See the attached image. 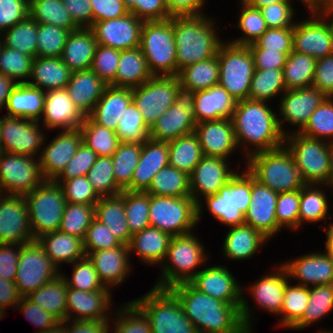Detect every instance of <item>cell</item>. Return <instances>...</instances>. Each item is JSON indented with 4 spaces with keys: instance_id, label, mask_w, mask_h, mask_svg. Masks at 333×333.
<instances>
[{
    "instance_id": "59",
    "label": "cell",
    "mask_w": 333,
    "mask_h": 333,
    "mask_svg": "<svg viewBox=\"0 0 333 333\" xmlns=\"http://www.w3.org/2000/svg\"><path fill=\"white\" fill-rule=\"evenodd\" d=\"M115 132L122 143H143L149 138L150 128L133 101L120 117Z\"/></svg>"
},
{
    "instance_id": "64",
    "label": "cell",
    "mask_w": 333,
    "mask_h": 333,
    "mask_svg": "<svg viewBox=\"0 0 333 333\" xmlns=\"http://www.w3.org/2000/svg\"><path fill=\"white\" fill-rule=\"evenodd\" d=\"M34 58L15 49L0 47V73L14 79L17 83L29 81Z\"/></svg>"
},
{
    "instance_id": "72",
    "label": "cell",
    "mask_w": 333,
    "mask_h": 333,
    "mask_svg": "<svg viewBox=\"0 0 333 333\" xmlns=\"http://www.w3.org/2000/svg\"><path fill=\"white\" fill-rule=\"evenodd\" d=\"M67 203L96 205L100 196L86 176H78L61 184Z\"/></svg>"
},
{
    "instance_id": "39",
    "label": "cell",
    "mask_w": 333,
    "mask_h": 333,
    "mask_svg": "<svg viewBox=\"0 0 333 333\" xmlns=\"http://www.w3.org/2000/svg\"><path fill=\"white\" fill-rule=\"evenodd\" d=\"M332 190L333 188L327 184H305L300 189L299 229L306 223L315 225L326 222L327 217L331 215L329 208L332 206L326 192L332 193Z\"/></svg>"
},
{
    "instance_id": "54",
    "label": "cell",
    "mask_w": 333,
    "mask_h": 333,
    "mask_svg": "<svg viewBox=\"0 0 333 333\" xmlns=\"http://www.w3.org/2000/svg\"><path fill=\"white\" fill-rule=\"evenodd\" d=\"M309 303V287L293 284L289 281L286 284L283 303L281 307L277 327L282 329L290 328L302 317L305 307Z\"/></svg>"
},
{
    "instance_id": "45",
    "label": "cell",
    "mask_w": 333,
    "mask_h": 333,
    "mask_svg": "<svg viewBox=\"0 0 333 333\" xmlns=\"http://www.w3.org/2000/svg\"><path fill=\"white\" fill-rule=\"evenodd\" d=\"M67 283L62 274L31 292L27 298L55 316L60 322L67 320Z\"/></svg>"
},
{
    "instance_id": "23",
    "label": "cell",
    "mask_w": 333,
    "mask_h": 333,
    "mask_svg": "<svg viewBox=\"0 0 333 333\" xmlns=\"http://www.w3.org/2000/svg\"><path fill=\"white\" fill-rule=\"evenodd\" d=\"M112 295L108 287L95 291L68 288L66 296L67 320H110L113 309L116 308V305L113 304Z\"/></svg>"
},
{
    "instance_id": "14",
    "label": "cell",
    "mask_w": 333,
    "mask_h": 333,
    "mask_svg": "<svg viewBox=\"0 0 333 333\" xmlns=\"http://www.w3.org/2000/svg\"><path fill=\"white\" fill-rule=\"evenodd\" d=\"M61 271L62 269H59L46 255L37 240L20 245L14 282L22 297H27L48 281L58 277Z\"/></svg>"
},
{
    "instance_id": "60",
    "label": "cell",
    "mask_w": 333,
    "mask_h": 333,
    "mask_svg": "<svg viewBox=\"0 0 333 333\" xmlns=\"http://www.w3.org/2000/svg\"><path fill=\"white\" fill-rule=\"evenodd\" d=\"M94 218V205L66 203L59 230L84 240Z\"/></svg>"
},
{
    "instance_id": "66",
    "label": "cell",
    "mask_w": 333,
    "mask_h": 333,
    "mask_svg": "<svg viewBox=\"0 0 333 333\" xmlns=\"http://www.w3.org/2000/svg\"><path fill=\"white\" fill-rule=\"evenodd\" d=\"M72 265L71 277L67 273L61 274L66 280L68 288L82 290V291H95L104 289L105 286L100 281L99 276L95 270L93 262L88 256L80 260H76Z\"/></svg>"
},
{
    "instance_id": "27",
    "label": "cell",
    "mask_w": 333,
    "mask_h": 333,
    "mask_svg": "<svg viewBox=\"0 0 333 333\" xmlns=\"http://www.w3.org/2000/svg\"><path fill=\"white\" fill-rule=\"evenodd\" d=\"M142 24V20L129 12L119 18L94 22L90 29L98 45L123 51L140 46Z\"/></svg>"
},
{
    "instance_id": "37",
    "label": "cell",
    "mask_w": 333,
    "mask_h": 333,
    "mask_svg": "<svg viewBox=\"0 0 333 333\" xmlns=\"http://www.w3.org/2000/svg\"><path fill=\"white\" fill-rule=\"evenodd\" d=\"M97 40L90 28H80L69 34L61 59L72 71L91 69Z\"/></svg>"
},
{
    "instance_id": "65",
    "label": "cell",
    "mask_w": 333,
    "mask_h": 333,
    "mask_svg": "<svg viewBox=\"0 0 333 333\" xmlns=\"http://www.w3.org/2000/svg\"><path fill=\"white\" fill-rule=\"evenodd\" d=\"M71 31L53 24L38 23L37 56L61 57Z\"/></svg>"
},
{
    "instance_id": "29",
    "label": "cell",
    "mask_w": 333,
    "mask_h": 333,
    "mask_svg": "<svg viewBox=\"0 0 333 333\" xmlns=\"http://www.w3.org/2000/svg\"><path fill=\"white\" fill-rule=\"evenodd\" d=\"M85 118L66 89L45 92L44 111L39 123L47 131L79 129Z\"/></svg>"
},
{
    "instance_id": "32",
    "label": "cell",
    "mask_w": 333,
    "mask_h": 333,
    "mask_svg": "<svg viewBox=\"0 0 333 333\" xmlns=\"http://www.w3.org/2000/svg\"><path fill=\"white\" fill-rule=\"evenodd\" d=\"M270 240L262 233L246 224L229 227L222 246L221 257L229 261L253 259Z\"/></svg>"
},
{
    "instance_id": "41",
    "label": "cell",
    "mask_w": 333,
    "mask_h": 333,
    "mask_svg": "<svg viewBox=\"0 0 333 333\" xmlns=\"http://www.w3.org/2000/svg\"><path fill=\"white\" fill-rule=\"evenodd\" d=\"M72 71L63 63L61 57H35L27 82L43 91L66 89Z\"/></svg>"
},
{
    "instance_id": "51",
    "label": "cell",
    "mask_w": 333,
    "mask_h": 333,
    "mask_svg": "<svg viewBox=\"0 0 333 333\" xmlns=\"http://www.w3.org/2000/svg\"><path fill=\"white\" fill-rule=\"evenodd\" d=\"M317 59L310 55L292 51L283 67L286 89L311 87L314 80Z\"/></svg>"
},
{
    "instance_id": "2",
    "label": "cell",
    "mask_w": 333,
    "mask_h": 333,
    "mask_svg": "<svg viewBox=\"0 0 333 333\" xmlns=\"http://www.w3.org/2000/svg\"><path fill=\"white\" fill-rule=\"evenodd\" d=\"M198 333H232L242 324L241 305H233L199 292L189 282L169 288Z\"/></svg>"
},
{
    "instance_id": "24",
    "label": "cell",
    "mask_w": 333,
    "mask_h": 333,
    "mask_svg": "<svg viewBox=\"0 0 333 333\" xmlns=\"http://www.w3.org/2000/svg\"><path fill=\"white\" fill-rule=\"evenodd\" d=\"M278 193L259 183L251 175V203L244 214L245 224L262 233L270 241L283 231L277 224Z\"/></svg>"
},
{
    "instance_id": "80",
    "label": "cell",
    "mask_w": 333,
    "mask_h": 333,
    "mask_svg": "<svg viewBox=\"0 0 333 333\" xmlns=\"http://www.w3.org/2000/svg\"><path fill=\"white\" fill-rule=\"evenodd\" d=\"M20 256V245L0 244V276L6 280L14 281L18 260Z\"/></svg>"
},
{
    "instance_id": "9",
    "label": "cell",
    "mask_w": 333,
    "mask_h": 333,
    "mask_svg": "<svg viewBox=\"0 0 333 333\" xmlns=\"http://www.w3.org/2000/svg\"><path fill=\"white\" fill-rule=\"evenodd\" d=\"M275 266L270 269L271 271L269 270L268 273L266 272L265 275L260 276V279H256L254 283L251 282V285L246 286L247 289L242 286L240 315L243 323L254 327L253 323L257 321L253 311L254 307L250 305L247 295L252 298L251 301H254L255 308L260 311L265 310L264 312L273 316L280 314L285 287L290 280L285 267L280 262L275 264Z\"/></svg>"
},
{
    "instance_id": "4",
    "label": "cell",
    "mask_w": 333,
    "mask_h": 333,
    "mask_svg": "<svg viewBox=\"0 0 333 333\" xmlns=\"http://www.w3.org/2000/svg\"><path fill=\"white\" fill-rule=\"evenodd\" d=\"M206 249L195 231L173 236L153 287L170 288L178 283L189 282L211 259Z\"/></svg>"
},
{
    "instance_id": "55",
    "label": "cell",
    "mask_w": 333,
    "mask_h": 333,
    "mask_svg": "<svg viewBox=\"0 0 333 333\" xmlns=\"http://www.w3.org/2000/svg\"><path fill=\"white\" fill-rule=\"evenodd\" d=\"M82 143L92 149L98 156L112 157L119 145L115 131L101 126L87 116L80 126Z\"/></svg>"
},
{
    "instance_id": "18",
    "label": "cell",
    "mask_w": 333,
    "mask_h": 333,
    "mask_svg": "<svg viewBox=\"0 0 333 333\" xmlns=\"http://www.w3.org/2000/svg\"><path fill=\"white\" fill-rule=\"evenodd\" d=\"M326 98L324 93L312 86L286 90L279 98L278 108H280H277L281 132L284 135L300 132Z\"/></svg>"
},
{
    "instance_id": "44",
    "label": "cell",
    "mask_w": 333,
    "mask_h": 333,
    "mask_svg": "<svg viewBox=\"0 0 333 333\" xmlns=\"http://www.w3.org/2000/svg\"><path fill=\"white\" fill-rule=\"evenodd\" d=\"M153 77L140 47L120 52L114 81L110 86L136 88Z\"/></svg>"
},
{
    "instance_id": "15",
    "label": "cell",
    "mask_w": 333,
    "mask_h": 333,
    "mask_svg": "<svg viewBox=\"0 0 333 333\" xmlns=\"http://www.w3.org/2000/svg\"><path fill=\"white\" fill-rule=\"evenodd\" d=\"M179 86L178 76H153L132 89V101L149 128L175 103Z\"/></svg>"
},
{
    "instance_id": "8",
    "label": "cell",
    "mask_w": 333,
    "mask_h": 333,
    "mask_svg": "<svg viewBox=\"0 0 333 333\" xmlns=\"http://www.w3.org/2000/svg\"><path fill=\"white\" fill-rule=\"evenodd\" d=\"M139 47L153 76H177L176 44L171 18L143 22Z\"/></svg>"
},
{
    "instance_id": "21",
    "label": "cell",
    "mask_w": 333,
    "mask_h": 333,
    "mask_svg": "<svg viewBox=\"0 0 333 333\" xmlns=\"http://www.w3.org/2000/svg\"><path fill=\"white\" fill-rule=\"evenodd\" d=\"M34 240L26 200L0 193V244L23 245Z\"/></svg>"
},
{
    "instance_id": "67",
    "label": "cell",
    "mask_w": 333,
    "mask_h": 333,
    "mask_svg": "<svg viewBox=\"0 0 333 333\" xmlns=\"http://www.w3.org/2000/svg\"><path fill=\"white\" fill-rule=\"evenodd\" d=\"M300 189L278 193L276 220L281 229L298 232L299 230Z\"/></svg>"
},
{
    "instance_id": "19",
    "label": "cell",
    "mask_w": 333,
    "mask_h": 333,
    "mask_svg": "<svg viewBox=\"0 0 333 333\" xmlns=\"http://www.w3.org/2000/svg\"><path fill=\"white\" fill-rule=\"evenodd\" d=\"M196 92L179 86L175 103L150 128L149 137L171 141L194 132V102Z\"/></svg>"
},
{
    "instance_id": "57",
    "label": "cell",
    "mask_w": 333,
    "mask_h": 333,
    "mask_svg": "<svg viewBox=\"0 0 333 333\" xmlns=\"http://www.w3.org/2000/svg\"><path fill=\"white\" fill-rule=\"evenodd\" d=\"M142 151V143L120 142L112 158L117 185L126 190L131 182Z\"/></svg>"
},
{
    "instance_id": "36",
    "label": "cell",
    "mask_w": 333,
    "mask_h": 333,
    "mask_svg": "<svg viewBox=\"0 0 333 333\" xmlns=\"http://www.w3.org/2000/svg\"><path fill=\"white\" fill-rule=\"evenodd\" d=\"M131 102V88L108 85L89 117L97 124L116 131L120 117Z\"/></svg>"
},
{
    "instance_id": "69",
    "label": "cell",
    "mask_w": 333,
    "mask_h": 333,
    "mask_svg": "<svg viewBox=\"0 0 333 333\" xmlns=\"http://www.w3.org/2000/svg\"><path fill=\"white\" fill-rule=\"evenodd\" d=\"M120 52L114 48L97 45L91 70L107 85H110L115 79Z\"/></svg>"
},
{
    "instance_id": "12",
    "label": "cell",
    "mask_w": 333,
    "mask_h": 333,
    "mask_svg": "<svg viewBox=\"0 0 333 333\" xmlns=\"http://www.w3.org/2000/svg\"><path fill=\"white\" fill-rule=\"evenodd\" d=\"M150 226L173 236L198 228L197 203L192 197L149 195Z\"/></svg>"
},
{
    "instance_id": "30",
    "label": "cell",
    "mask_w": 333,
    "mask_h": 333,
    "mask_svg": "<svg viewBox=\"0 0 333 333\" xmlns=\"http://www.w3.org/2000/svg\"><path fill=\"white\" fill-rule=\"evenodd\" d=\"M88 257L93 262L100 281L111 291L125 283V279L134 268L131 265L129 248L124 244L91 252Z\"/></svg>"
},
{
    "instance_id": "70",
    "label": "cell",
    "mask_w": 333,
    "mask_h": 333,
    "mask_svg": "<svg viewBox=\"0 0 333 333\" xmlns=\"http://www.w3.org/2000/svg\"><path fill=\"white\" fill-rule=\"evenodd\" d=\"M249 49H267L280 52L293 51V27L268 28Z\"/></svg>"
},
{
    "instance_id": "43",
    "label": "cell",
    "mask_w": 333,
    "mask_h": 333,
    "mask_svg": "<svg viewBox=\"0 0 333 333\" xmlns=\"http://www.w3.org/2000/svg\"><path fill=\"white\" fill-rule=\"evenodd\" d=\"M203 199L197 203L198 226L203 218V211L206 209H208L209 215L211 214L219 224L226 227L245 224L244 214L234 206L232 201V195L229 192V182L222 186L218 193L205 196ZM204 206L206 209H204Z\"/></svg>"
},
{
    "instance_id": "63",
    "label": "cell",
    "mask_w": 333,
    "mask_h": 333,
    "mask_svg": "<svg viewBox=\"0 0 333 333\" xmlns=\"http://www.w3.org/2000/svg\"><path fill=\"white\" fill-rule=\"evenodd\" d=\"M124 205L132 235L150 227L149 194L147 192L124 190Z\"/></svg>"
},
{
    "instance_id": "62",
    "label": "cell",
    "mask_w": 333,
    "mask_h": 333,
    "mask_svg": "<svg viewBox=\"0 0 333 333\" xmlns=\"http://www.w3.org/2000/svg\"><path fill=\"white\" fill-rule=\"evenodd\" d=\"M86 177L100 197L116 196L123 191L115 181L111 157L98 156Z\"/></svg>"
},
{
    "instance_id": "71",
    "label": "cell",
    "mask_w": 333,
    "mask_h": 333,
    "mask_svg": "<svg viewBox=\"0 0 333 333\" xmlns=\"http://www.w3.org/2000/svg\"><path fill=\"white\" fill-rule=\"evenodd\" d=\"M98 155L84 143L78 147L76 154L67 163V166L61 174L54 180L57 184L76 178L78 176H86L93 164L96 162Z\"/></svg>"
},
{
    "instance_id": "20",
    "label": "cell",
    "mask_w": 333,
    "mask_h": 333,
    "mask_svg": "<svg viewBox=\"0 0 333 333\" xmlns=\"http://www.w3.org/2000/svg\"><path fill=\"white\" fill-rule=\"evenodd\" d=\"M236 168H233L230 160L221 157L203 156L189 175L190 192L193 200L198 203L205 196L218 193L220 188L226 185L237 173L240 165Z\"/></svg>"
},
{
    "instance_id": "26",
    "label": "cell",
    "mask_w": 333,
    "mask_h": 333,
    "mask_svg": "<svg viewBox=\"0 0 333 333\" xmlns=\"http://www.w3.org/2000/svg\"><path fill=\"white\" fill-rule=\"evenodd\" d=\"M311 252V253H310ZM308 251L290 260L281 261L289 280L305 287L333 284V260L325 252Z\"/></svg>"
},
{
    "instance_id": "76",
    "label": "cell",
    "mask_w": 333,
    "mask_h": 333,
    "mask_svg": "<svg viewBox=\"0 0 333 333\" xmlns=\"http://www.w3.org/2000/svg\"><path fill=\"white\" fill-rule=\"evenodd\" d=\"M229 192L232 195L234 206L245 214L251 203V174L245 167L241 171L238 170L230 179Z\"/></svg>"
},
{
    "instance_id": "34",
    "label": "cell",
    "mask_w": 333,
    "mask_h": 333,
    "mask_svg": "<svg viewBox=\"0 0 333 333\" xmlns=\"http://www.w3.org/2000/svg\"><path fill=\"white\" fill-rule=\"evenodd\" d=\"M236 104L237 101L220 84L197 91L194 102L196 124L223 118L231 119Z\"/></svg>"
},
{
    "instance_id": "49",
    "label": "cell",
    "mask_w": 333,
    "mask_h": 333,
    "mask_svg": "<svg viewBox=\"0 0 333 333\" xmlns=\"http://www.w3.org/2000/svg\"><path fill=\"white\" fill-rule=\"evenodd\" d=\"M145 192L155 196L191 197L189 175L168 164L154 176Z\"/></svg>"
},
{
    "instance_id": "6",
    "label": "cell",
    "mask_w": 333,
    "mask_h": 333,
    "mask_svg": "<svg viewBox=\"0 0 333 333\" xmlns=\"http://www.w3.org/2000/svg\"><path fill=\"white\" fill-rule=\"evenodd\" d=\"M132 301L149 319L152 333H198L169 288L152 287Z\"/></svg>"
},
{
    "instance_id": "74",
    "label": "cell",
    "mask_w": 333,
    "mask_h": 333,
    "mask_svg": "<svg viewBox=\"0 0 333 333\" xmlns=\"http://www.w3.org/2000/svg\"><path fill=\"white\" fill-rule=\"evenodd\" d=\"M292 2H277L260 9L268 28L294 27L296 10ZM294 19V20H293Z\"/></svg>"
},
{
    "instance_id": "22",
    "label": "cell",
    "mask_w": 333,
    "mask_h": 333,
    "mask_svg": "<svg viewBox=\"0 0 333 333\" xmlns=\"http://www.w3.org/2000/svg\"><path fill=\"white\" fill-rule=\"evenodd\" d=\"M205 265L189 283L199 292L228 304L241 305L242 284L227 266Z\"/></svg>"
},
{
    "instance_id": "47",
    "label": "cell",
    "mask_w": 333,
    "mask_h": 333,
    "mask_svg": "<svg viewBox=\"0 0 333 333\" xmlns=\"http://www.w3.org/2000/svg\"><path fill=\"white\" fill-rule=\"evenodd\" d=\"M169 165L190 175L202 159L203 152L194 132L168 141Z\"/></svg>"
},
{
    "instance_id": "33",
    "label": "cell",
    "mask_w": 333,
    "mask_h": 333,
    "mask_svg": "<svg viewBox=\"0 0 333 333\" xmlns=\"http://www.w3.org/2000/svg\"><path fill=\"white\" fill-rule=\"evenodd\" d=\"M172 236L158 228L147 227L131 236L130 257L136 254L141 264L160 267L164 262Z\"/></svg>"
},
{
    "instance_id": "73",
    "label": "cell",
    "mask_w": 333,
    "mask_h": 333,
    "mask_svg": "<svg viewBox=\"0 0 333 333\" xmlns=\"http://www.w3.org/2000/svg\"><path fill=\"white\" fill-rule=\"evenodd\" d=\"M126 9L145 21H161L170 18L166 0H123Z\"/></svg>"
},
{
    "instance_id": "25",
    "label": "cell",
    "mask_w": 333,
    "mask_h": 333,
    "mask_svg": "<svg viewBox=\"0 0 333 333\" xmlns=\"http://www.w3.org/2000/svg\"><path fill=\"white\" fill-rule=\"evenodd\" d=\"M59 131L50 141L47 140L46 136L41 149L39 164L44 180H55L76 154L78 147L82 143L80 129ZM47 141L49 142L48 144Z\"/></svg>"
},
{
    "instance_id": "11",
    "label": "cell",
    "mask_w": 333,
    "mask_h": 333,
    "mask_svg": "<svg viewBox=\"0 0 333 333\" xmlns=\"http://www.w3.org/2000/svg\"><path fill=\"white\" fill-rule=\"evenodd\" d=\"M26 200L33 239L59 230L66 199L60 184L44 180L34 190L24 195Z\"/></svg>"
},
{
    "instance_id": "17",
    "label": "cell",
    "mask_w": 333,
    "mask_h": 333,
    "mask_svg": "<svg viewBox=\"0 0 333 333\" xmlns=\"http://www.w3.org/2000/svg\"><path fill=\"white\" fill-rule=\"evenodd\" d=\"M39 121L1 116L0 144L3 152L39 158L48 131Z\"/></svg>"
},
{
    "instance_id": "46",
    "label": "cell",
    "mask_w": 333,
    "mask_h": 333,
    "mask_svg": "<svg viewBox=\"0 0 333 333\" xmlns=\"http://www.w3.org/2000/svg\"><path fill=\"white\" fill-rule=\"evenodd\" d=\"M333 312V284L309 287V303L302 317L290 328L304 330L317 324Z\"/></svg>"
},
{
    "instance_id": "10",
    "label": "cell",
    "mask_w": 333,
    "mask_h": 333,
    "mask_svg": "<svg viewBox=\"0 0 333 333\" xmlns=\"http://www.w3.org/2000/svg\"><path fill=\"white\" fill-rule=\"evenodd\" d=\"M219 84L236 100L249 99L255 65L248 46L223 41L217 51Z\"/></svg>"
},
{
    "instance_id": "56",
    "label": "cell",
    "mask_w": 333,
    "mask_h": 333,
    "mask_svg": "<svg viewBox=\"0 0 333 333\" xmlns=\"http://www.w3.org/2000/svg\"><path fill=\"white\" fill-rule=\"evenodd\" d=\"M37 31L38 23L28 16L1 34L2 44L35 58L37 57Z\"/></svg>"
},
{
    "instance_id": "78",
    "label": "cell",
    "mask_w": 333,
    "mask_h": 333,
    "mask_svg": "<svg viewBox=\"0 0 333 333\" xmlns=\"http://www.w3.org/2000/svg\"><path fill=\"white\" fill-rule=\"evenodd\" d=\"M312 87L333 97V54L317 59Z\"/></svg>"
},
{
    "instance_id": "3",
    "label": "cell",
    "mask_w": 333,
    "mask_h": 333,
    "mask_svg": "<svg viewBox=\"0 0 333 333\" xmlns=\"http://www.w3.org/2000/svg\"><path fill=\"white\" fill-rule=\"evenodd\" d=\"M208 14L173 16V31L177 54V76L184 67L216 56L220 44L216 18ZM217 27V28H216Z\"/></svg>"
},
{
    "instance_id": "77",
    "label": "cell",
    "mask_w": 333,
    "mask_h": 333,
    "mask_svg": "<svg viewBox=\"0 0 333 333\" xmlns=\"http://www.w3.org/2000/svg\"><path fill=\"white\" fill-rule=\"evenodd\" d=\"M29 16V0H0V33Z\"/></svg>"
},
{
    "instance_id": "48",
    "label": "cell",
    "mask_w": 333,
    "mask_h": 333,
    "mask_svg": "<svg viewBox=\"0 0 333 333\" xmlns=\"http://www.w3.org/2000/svg\"><path fill=\"white\" fill-rule=\"evenodd\" d=\"M180 85L192 91H201L219 84V60L217 55L190 64L178 73Z\"/></svg>"
},
{
    "instance_id": "7",
    "label": "cell",
    "mask_w": 333,
    "mask_h": 333,
    "mask_svg": "<svg viewBox=\"0 0 333 333\" xmlns=\"http://www.w3.org/2000/svg\"><path fill=\"white\" fill-rule=\"evenodd\" d=\"M284 144L291 151L296 167L306 184L329 185L332 172L333 144L302 135H285Z\"/></svg>"
},
{
    "instance_id": "35",
    "label": "cell",
    "mask_w": 333,
    "mask_h": 333,
    "mask_svg": "<svg viewBox=\"0 0 333 333\" xmlns=\"http://www.w3.org/2000/svg\"><path fill=\"white\" fill-rule=\"evenodd\" d=\"M108 85L91 69L72 72L66 86L75 106L85 116H89Z\"/></svg>"
},
{
    "instance_id": "75",
    "label": "cell",
    "mask_w": 333,
    "mask_h": 333,
    "mask_svg": "<svg viewBox=\"0 0 333 333\" xmlns=\"http://www.w3.org/2000/svg\"><path fill=\"white\" fill-rule=\"evenodd\" d=\"M21 311L25 318L34 326L37 331L42 332L57 326L60 321L51 313L45 311L39 305L30 301L27 297H22L15 308V311ZM39 328V329H38Z\"/></svg>"
},
{
    "instance_id": "1",
    "label": "cell",
    "mask_w": 333,
    "mask_h": 333,
    "mask_svg": "<svg viewBox=\"0 0 333 333\" xmlns=\"http://www.w3.org/2000/svg\"><path fill=\"white\" fill-rule=\"evenodd\" d=\"M265 101L250 99L237 101L232 122L242 158L284 145L277 110ZM275 111V112H274Z\"/></svg>"
},
{
    "instance_id": "50",
    "label": "cell",
    "mask_w": 333,
    "mask_h": 333,
    "mask_svg": "<svg viewBox=\"0 0 333 333\" xmlns=\"http://www.w3.org/2000/svg\"><path fill=\"white\" fill-rule=\"evenodd\" d=\"M29 16L40 24H53L71 32L80 29L62 0H29Z\"/></svg>"
},
{
    "instance_id": "28",
    "label": "cell",
    "mask_w": 333,
    "mask_h": 333,
    "mask_svg": "<svg viewBox=\"0 0 333 333\" xmlns=\"http://www.w3.org/2000/svg\"><path fill=\"white\" fill-rule=\"evenodd\" d=\"M194 133L198 138L204 156L232 160L231 157L240 152L232 119L223 118L199 122L195 124Z\"/></svg>"
},
{
    "instance_id": "61",
    "label": "cell",
    "mask_w": 333,
    "mask_h": 333,
    "mask_svg": "<svg viewBox=\"0 0 333 333\" xmlns=\"http://www.w3.org/2000/svg\"><path fill=\"white\" fill-rule=\"evenodd\" d=\"M299 133L333 144V97H327L319 105Z\"/></svg>"
},
{
    "instance_id": "42",
    "label": "cell",
    "mask_w": 333,
    "mask_h": 333,
    "mask_svg": "<svg viewBox=\"0 0 333 333\" xmlns=\"http://www.w3.org/2000/svg\"><path fill=\"white\" fill-rule=\"evenodd\" d=\"M95 218L105 224L117 240L129 245L132 234L124 205V190L116 196L100 197L95 205Z\"/></svg>"
},
{
    "instance_id": "38",
    "label": "cell",
    "mask_w": 333,
    "mask_h": 333,
    "mask_svg": "<svg viewBox=\"0 0 333 333\" xmlns=\"http://www.w3.org/2000/svg\"><path fill=\"white\" fill-rule=\"evenodd\" d=\"M51 261L62 268L84 258L83 240L60 230L44 234L36 239Z\"/></svg>"
},
{
    "instance_id": "68",
    "label": "cell",
    "mask_w": 333,
    "mask_h": 333,
    "mask_svg": "<svg viewBox=\"0 0 333 333\" xmlns=\"http://www.w3.org/2000/svg\"><path fill=\"white\" fill-rule=\"evenodd\" d=\"M121 245L117 238L111 233L109 228L94 218L90 227L87 229L83 240L85 255L98 250H106Z\"/></svg>"
},
{
    "instance_id": "79",
    "label": "cell",
    "mask_w": 333,
    "mask_h": 333,
    "mask_svg": "<svg viewBox=\"0 0 333 333\" xmlns=\"http://www.w3.org/2000/svg\"><path fill=\"white\" fill-rule=\"evenodd\" d=\"M93 23L122 17L129 13L123 0H91Z\"/></svg>"
},
{
    "instance_id": "31",
    "label": "cell",
    "mask_w": 333,
    "mask_h": 333,
    "mask_svg": "<svg viewBox=\"0 0 333 333\" xmlns=\"http://www.w3.org/2000/svg\"><path fill=\"white\" fill-rule=\"evenodd\" d=\"M169 164L168 142L157 141L150 137L142 143L139 162L134 171L128 191L145 192L154 176Z\"/></svg>"
},
{
    "instance_id": "58",
    "label": "cell",
    "mask_w": 333,
    "mask_h": 333,
    "mask_svg": "<svg viewBox=\"0 0 333 333\" xmlns=\"http://www.w3.org/2000/svg\"><path fill=\"white\" fill-rule=\"evenodd\" d=\"M240 9L238 10L237 28L240 30L241 36L238 38H231L227 41L237 44L248 46L253 44L267 29L266 21L262 17L260 9L249 6L243 0H239Z\"/></svg>"
},
{
    "instance_id": "13",
    "label": "cell",
    "mask_w": 333,
    "mask_h": 333,
    "mask_svg": "<svg viewBox=\"0 0 333 333\" xmlns=\"http://www.w3.org/2000/svg\"><path fill=\"white\" fill-rule=\"evenodd\" d=\"M306 12L293 27V51L316 59L333 54V21L324 11Z\"/></svg>"
},
{
    "instance_id": "52",
    "label": "cell",
    "mask_w": 333,
    "mask_h": 333,
    "mask_svg": "<svg viewBox=\"0 0 333 333\" xmlns=\"http://www.w3.org/2000/svg\"><path fill=\"white\" fill-rule=\"evenodd\" d=\"M286 90L283 69H255L249 99L269 103L277 97L278 100Z\"/></svg>"
},
{
    "instance_id": "53",
    "label": "cell",
    "mask_w": 333,
    "mask_h": 333,
    "mask_svg": "<svg viewBox=\"0 0 333 333\" xmlns=\"http://www.w3.org/2000/svg\"><path fill=\"white\" fill-rule=\"evenodd\" d=\"M113 313L110 333H152L149 319L132 300L116 306Z\"/></svg>"
},
{
    "instance_id": "16",
    "label": "cell",
    "mask_w": 333,
    "mask_h": 333,
    "mask_svg": "<svg viewBox=\"0 0 333 333\" xmlns=\"http://www.w3.org/2000/svg\"><path fill=\"white\" fill-rule=\"evenodd\" d=\"M44 181L39 158L3 152L0 156V193L26 195Z\"/></svg>"
},
{
    "instance_id": "5",
    "label": "cell",
    "mask_w": 333,
    "mask_h": 333,
    "mask_svg": "<svg viewBox=\"0 0 333 333\" xmlns=\"http://www.w3.org/2000/svg\"><path fill=\"white\" fill-rule=\"evenodd\" d=\"M243 162L255 180L277 193L295 191L306 184L285 144L253 154Z\"/></svg>"
},
{
    "instance_id": "40",
    "label": "cell",
    "mask_w": 333,
    "mask_h": 333,
    "mask_svg": "<svg viewBox=\"0 0 333 333\" xmlns=\"http://www.w3.org/2000/svg\"><path fill=\"white\" fill-rule=\"evenodd\" d=\"M45 105V91L28 83H18L8 98L5 115L40 121Z\"/></svg>"
}]
</instances>
